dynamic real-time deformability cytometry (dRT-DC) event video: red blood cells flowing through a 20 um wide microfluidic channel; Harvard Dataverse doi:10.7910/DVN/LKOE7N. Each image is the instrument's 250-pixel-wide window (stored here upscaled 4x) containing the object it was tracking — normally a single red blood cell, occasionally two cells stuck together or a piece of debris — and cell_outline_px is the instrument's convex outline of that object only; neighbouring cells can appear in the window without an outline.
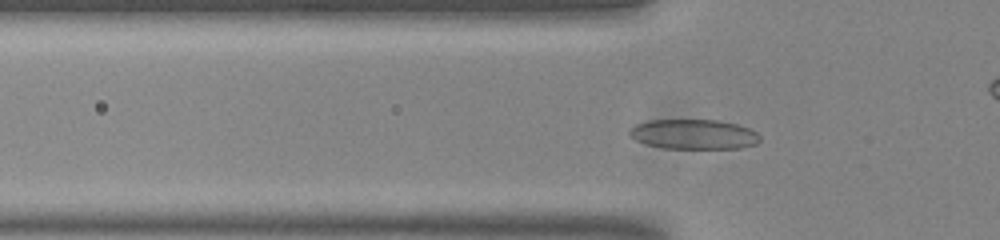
{"species": "common noctule bat (a hibernating species)", "species_latin": "Nyctalus noctula", "temperature_condition": "room temperature", "stored_images_in_passage": 44, "camera_frame_rate_fps": 3000, "um_per_image_px": 0.085, "animal": {"sex": "male", "body_mass_g": 20.0, "forearm_length_mm": 53.3}, "frame": {"image": 1, "passage_image": 6, "time_ms": 1.667, "image_size_px": [1000, 240], "cell_outline_px": [[760, 140], [756, 144], [740, 148], [664, 148], [644, 144], [628, 136], [628, 128], [636, 124], [648, 120], [720, 120], [736, 124], [748, 128], [756, 132], [760, 136]], "centroid_in_image_um": [58.92, 11.41], "position_along_channel_um": 66.9, "area_um2": 22.83}}
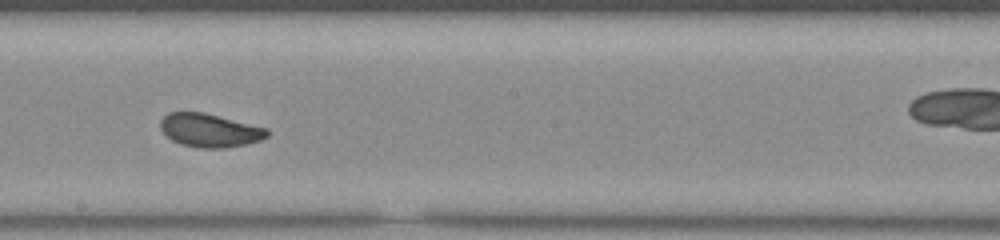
{"frame": {"image": 2, "passage_image": 19, "time_ms": 6.0, "image_size_px": [1000, 240], "cell_outline_px": [[268, 136], [260, 140], [244, 144], [224, 148], [200, 148], [180, 144], [172, 140], [160, 128], [160, 120], [168, 112], [204, 112], [268, 128]], "centroid_in_image_um": [17.82, 11.07], "position_along_channel_um": 230.4, "area_um2": 20.75}}
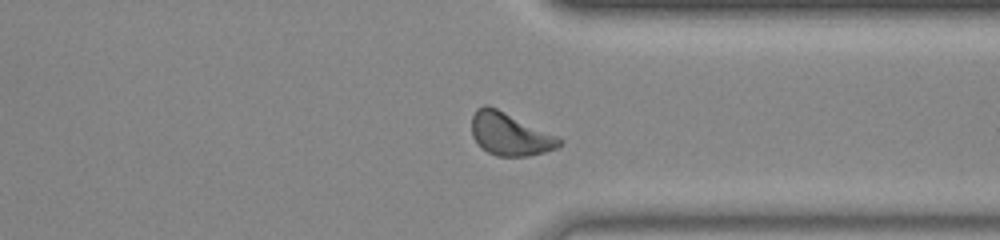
{"frame": {"image": 3, "passage_image": 30, "time_ms": 9.667, "image_size_px": [1000, 240], "cell_outline_px": [[564, 144], [556, 148], [544, 152], [528, 156], [496, 156], [488, 152], [472, 136], [472, 116], [476, 108], [484, 104], [488, 104], [556, 136], [564, 140]], "centroid_in_image_um": [43.33, 11.39], "position_along_channel_um": 368.1, "area_um2": 21.56}, "authors_computed_cell_mechanics": {"area_um2": 21.1837, "velocity_mm_per_s": 3.7784, "shape_relaxation_time_tau1_ms": 5.2134, "shape_relaxation_time_tau2_ms": 1.2053, "deformation_change_tau1": 0.1209, "deformation_change_tau2": 0.057}}